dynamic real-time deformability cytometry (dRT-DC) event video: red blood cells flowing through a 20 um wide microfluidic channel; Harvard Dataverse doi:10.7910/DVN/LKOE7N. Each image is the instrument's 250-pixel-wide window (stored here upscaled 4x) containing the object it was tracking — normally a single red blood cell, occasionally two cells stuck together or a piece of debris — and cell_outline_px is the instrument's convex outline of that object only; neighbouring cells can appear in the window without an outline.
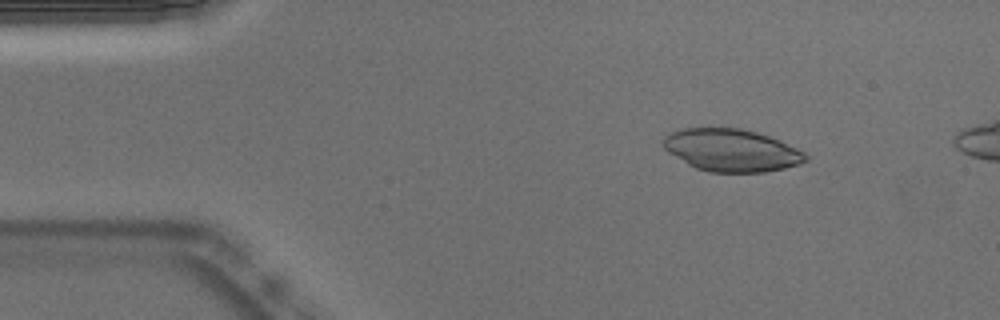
{"species": "Egyptian fruit bat (a non-hibernating species)", "species_latin": "Rousettus aegyptiacus", "temperature_condition": "warm", "stored_images_in_passage": 12, "camera_frame_rate_fps": 3000, "um_per_image_px": 0.085, "animal": {"sex": "male"}, "frame": {"image": 1, "passage_image": 6, "time_ms": 1.667, "image_size_px": [1000, 320], "cell_outline_px": [[808, 160], [800, 164], [784, 168], [764, 172], [708, 172], [696, 168], [688, 164], [668, 152], [660, 144], [664, 136], [680, 128], [740, 128], [756, 132], [780, 140], [804, 152], [808, 156]], "centroid_in_image_um": [62.15, 12.77], "position_along_channel_um": 22.8, "area_um2": 35.26}}